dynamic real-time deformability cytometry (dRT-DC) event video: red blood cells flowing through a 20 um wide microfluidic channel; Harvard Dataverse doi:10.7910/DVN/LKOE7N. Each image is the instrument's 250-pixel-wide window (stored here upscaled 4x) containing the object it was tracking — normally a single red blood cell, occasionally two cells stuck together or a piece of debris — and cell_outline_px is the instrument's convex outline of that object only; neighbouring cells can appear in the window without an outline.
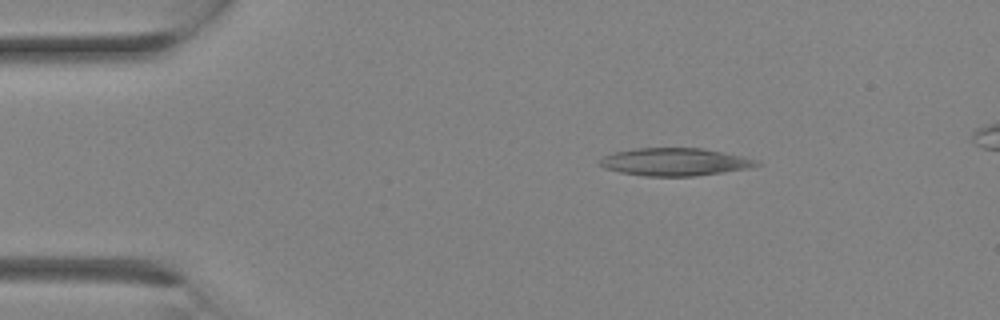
{"species": "Egyptian fruit bat (a non-hibernating species)", "species_latin": "Rousettus aegyptiacus", "temperature_condition": "room temperature", "stored_images_in_passage": 7, "camera_frame_rate_fps": 3000, "um_per_image_px": 0.085, "animal": {"sex": "female"}, "frame": {"image": 1, "passage_image": 2, "time_ms": 0.333, "image_size_px": [1000, 320], "cell_outline_px": [[760, 164], [752, 168], [696, 176], [644, 176], [620, 172], [604, 168], [600, 164], [600, 160], [604, 156], [612, 152], [636, 148], [704, 148], [724, 152], [756, 160]], "centroid_in_image_um": [57.36, 13.76], "position_along_channel_um": 27.6, "area_um2": 25.32}}
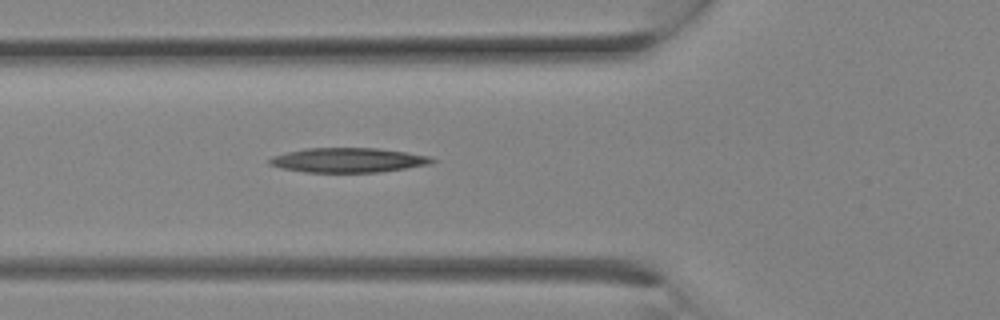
{"frame": {"image": 2, "passage_image": 7, "time_ms": 2.0, "image_size_px": [1000, 320], "cell_outline_px": [[436, 160], [428, 164], [380, 172], [304, 172], [280, 168], [268, 164], [268, 160], [272, 156], [304, 148], [376, 148], [432, 156]], "centroid_in_image_um": [29.55, 13.61], "position_along_channel_um": 96.3, "area_um2": 23.18}}